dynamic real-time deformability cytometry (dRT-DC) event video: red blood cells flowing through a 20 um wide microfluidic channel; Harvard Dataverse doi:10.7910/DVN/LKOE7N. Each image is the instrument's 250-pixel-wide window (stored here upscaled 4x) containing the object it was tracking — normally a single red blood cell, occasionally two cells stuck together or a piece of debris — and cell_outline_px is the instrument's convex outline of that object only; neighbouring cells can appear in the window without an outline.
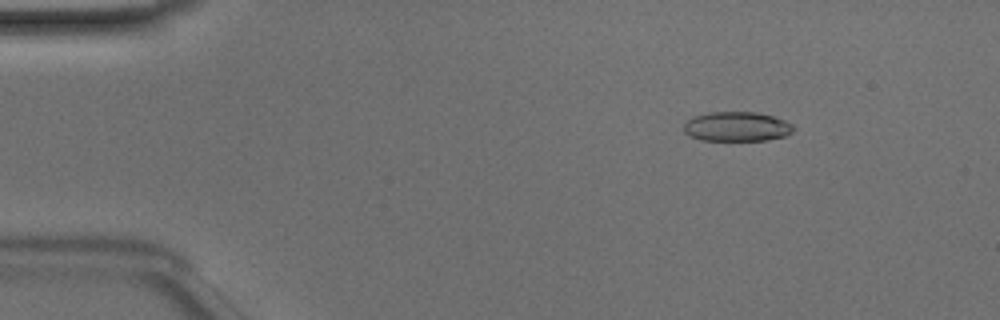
{"species": "Egyptian fruit bat (a non-hibernating species)", "species_latin": "Rousettus aegyptiacus", "temperature_condition": "room temperature", "stored_images_in_passage": 49, "camera_frame_rate_fps": 3000, "um_per_image_px": 0.085, "animal": {"sex": "male"}, "frame": {"image": 1, "passage_image": 7, "time_ms": 2.0, "image_size_px": [1000, 320], "cell_outline_px": [[796, 128], [792, 132], [784, 136], [768, 140], [700, 140], [688, 136], [684, 132], [684, 124], [692, 116], [708, 112], [756, 112], [772, 116], [784, 120], [792, 124]], "centroid_in_image_um": [62.61, 10.76], "position_along_channel_um": 22.4, "area_um2": 19.02}}
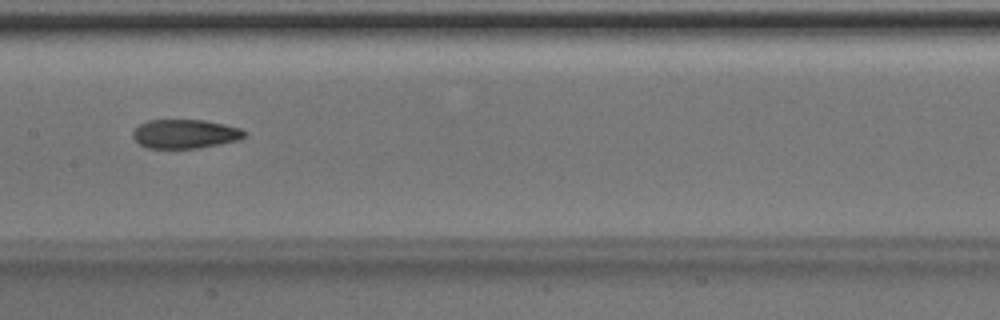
{"frame": {"image": 2, "passage_image": 25, "time_ms": 8.0, "image_size_px": [1000, 320], "cell_outline_px": [[244, 136], [240, 140], [200, 148], [148, 148], [140, 144], [132, 136], [132, 132], [140, 124], [148, 120], [204, 120], [224, 124], [240, 128], [244, 132]], "centroid_in_image_um": [15.72, 11.38], "position_along_channel_um": 191.7, "area_um2": 18.79}}
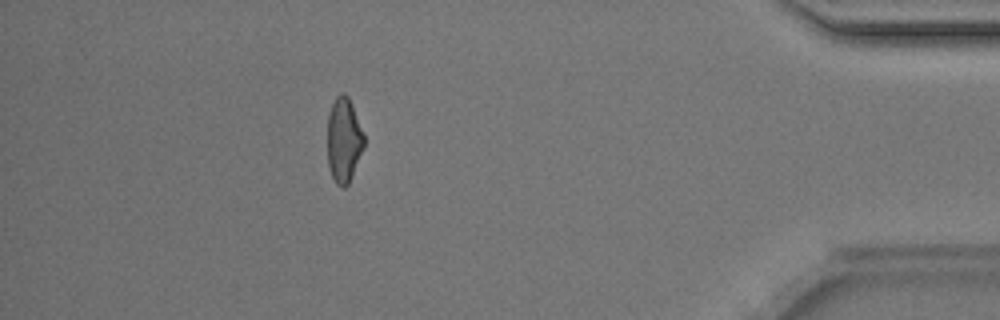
{"frame": {"image": 3, "passage_image": 44, "time_ms": 14.333, "image_size_px": [1000, 320], "cell_outline_px": [[364, 148], [352, 176], [348, 184], [344, 188], [340, 188], [336, 184], [332, 176], [328, 164], [328, 116], [332, 104], [336, 96], [340, 92], [348, 96], [352, 104], [364, 136]], "centroid_in_image_um": [29.22, 11.93], "position_along_channel_um": 406.0, "area_um2": 18.03}, "authors_computed_cell_mechanics": {"area_um2": 19.074, "velocity_mm_per_s": 4.1393, "shape_relaxation_time_tau1_ms": 3.4411, "shape_relaxation_time_tau2_ms": 3.6246, "deformation_change_tau1": 0.1543, "deformation_change_tau2": 0.1225}}